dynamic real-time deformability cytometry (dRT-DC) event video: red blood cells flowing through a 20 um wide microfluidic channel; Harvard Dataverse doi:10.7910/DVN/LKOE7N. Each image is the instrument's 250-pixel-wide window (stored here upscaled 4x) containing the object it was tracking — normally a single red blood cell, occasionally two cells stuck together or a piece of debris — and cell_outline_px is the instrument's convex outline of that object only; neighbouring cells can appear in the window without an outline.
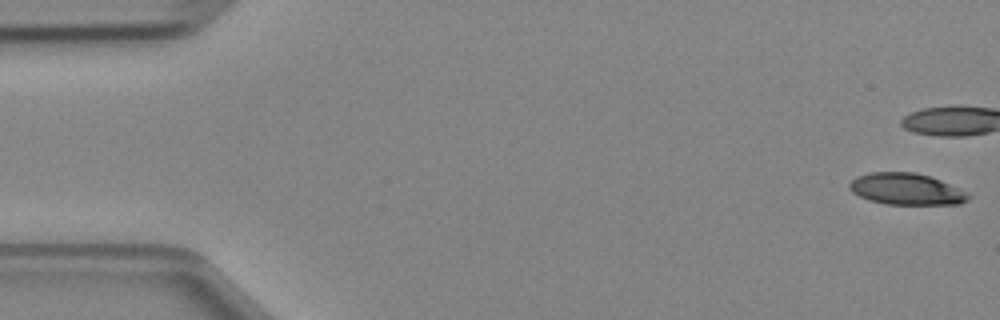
{"species": "Egyptian fruit bat (a non-hibernating species)", "species_latin": "Rousettus aegyptiacus", "temperature_condition": "cold", "stored_images_in_passage": 37, "camera_frame_rate_fps": 3000, "um_per_image_px": 0.085, "animal": {"sex": "female"}, "frame": {"image": 1, "passage_image": 1, "time_ms": 0.0, "image_size_px": [1000, 320], "cell_outline_px": [[972, 196], [968, 200], [960, 204], [884, 204], [868, 200], [852, 192], [848, 188], [848, 184], [856, 176], [868, 172], [912, 172], [928, 176], [940, 180], [968, 192]], "centroid_in_image_um": [77.02, 16.07], "position_along_channel_um": 8.0, "area_um2": 21.96}}